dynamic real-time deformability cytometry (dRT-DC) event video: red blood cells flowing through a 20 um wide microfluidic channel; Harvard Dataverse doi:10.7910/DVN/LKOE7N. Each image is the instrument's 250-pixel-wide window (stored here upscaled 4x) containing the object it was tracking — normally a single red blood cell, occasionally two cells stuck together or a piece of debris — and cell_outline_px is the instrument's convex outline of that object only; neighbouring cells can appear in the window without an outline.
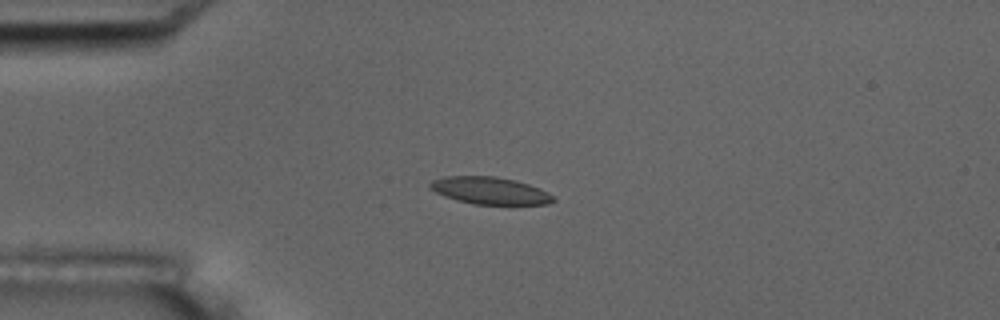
{"species": "common noctule bat (a hibernating species)", "species_latin": "Nyctalus noctula", "temperature_condition": "room temperature", "stored_images_in_passage": 6, "camera_frame_rate_fps": 3000, "um_per_image_px": 0.085, "animal": {"sex": "male", "body_mass_g": 17.5, "forearm_length_mm": 52.3}, "frame": {"image": 1, "passage_image": 5, "time_ms": 4.667, "image_size_px": [1000, 320], "cell_outline_px": [[556, 200], [548, 204], [472, 204], [456, 200], [444, 196], [428, 188], [428, 184], [432, 180], [444, 176], [496, 176], [516, 180], [540, 188], [548, 192]], "centroid_in_image_um": [41.61, 16.19], "position_along_channel_um": 43.4, "area_um2": 19.65}}